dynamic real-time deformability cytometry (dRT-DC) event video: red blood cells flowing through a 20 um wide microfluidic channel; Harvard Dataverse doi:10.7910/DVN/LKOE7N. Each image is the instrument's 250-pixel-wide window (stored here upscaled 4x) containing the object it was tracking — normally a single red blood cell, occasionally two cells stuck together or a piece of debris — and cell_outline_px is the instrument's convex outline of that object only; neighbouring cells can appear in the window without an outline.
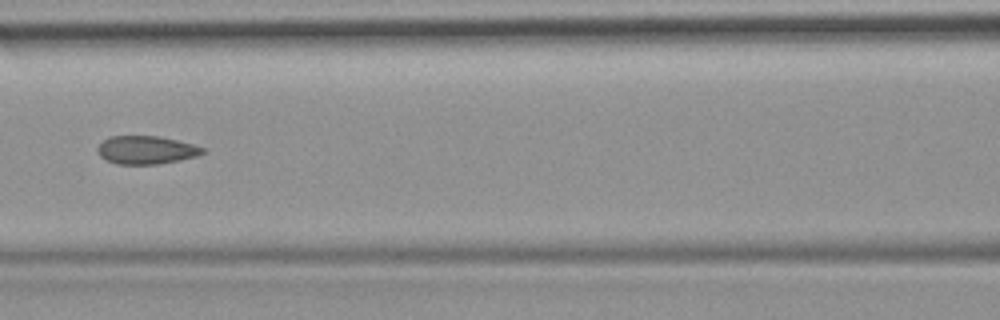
{"species": "common noctule bat (a hibernating species)", "species_latin": "Nyctalus noctula", "temperature_condition": "room temperature", "stored_images_in_passage": 19, "camera_frame_rate_fps": 3000, "um_per_image_px": 0.085, "animal": {"sex": "female", "body_mass_g": 19.9}, "frame": {"image": 1, "passage_image": 11, "time_ms": 3.333, "image_size_px": [1000, 320], "cell_outline_px": [[208, 152], [196, 156], [180, 160], [156, 164], [116, 164], [100, 156], [96, 148], [108, 136], [160, 136], [192, 144], [204, 148]], "centroid_in_image_um": [12.44, 12.74], "position_along_channel_um": 154.2, "area_um2": 17.22}}
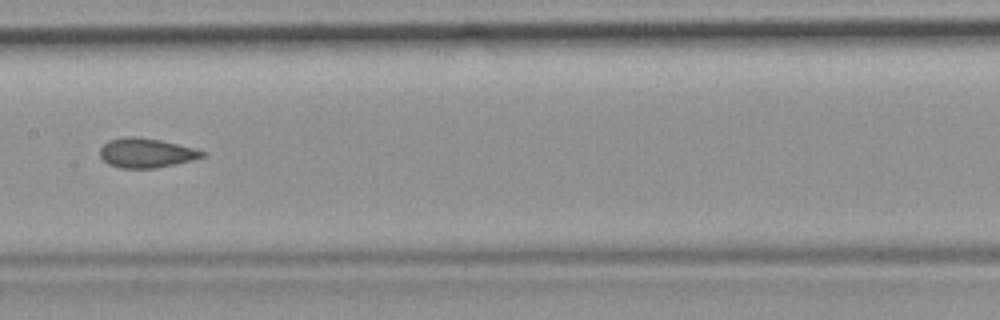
{"frame": {"image": 2, "passage_image": 14, "time_ms": 4.333, "image_size_px": [1000, 320], "cell_outline_px": [[204, 156], [192, 160], [156, 168], [120, 168], [108, 164], [100, 156], [100, 148], [108, 140], [128, 136], [136, 136], [160, 140], [196, 148], [204, 152]], "centroid_in_image_um": [12.41, 12.99], "position_along_channel_um": 195.0, "area_um2": 17.51}}